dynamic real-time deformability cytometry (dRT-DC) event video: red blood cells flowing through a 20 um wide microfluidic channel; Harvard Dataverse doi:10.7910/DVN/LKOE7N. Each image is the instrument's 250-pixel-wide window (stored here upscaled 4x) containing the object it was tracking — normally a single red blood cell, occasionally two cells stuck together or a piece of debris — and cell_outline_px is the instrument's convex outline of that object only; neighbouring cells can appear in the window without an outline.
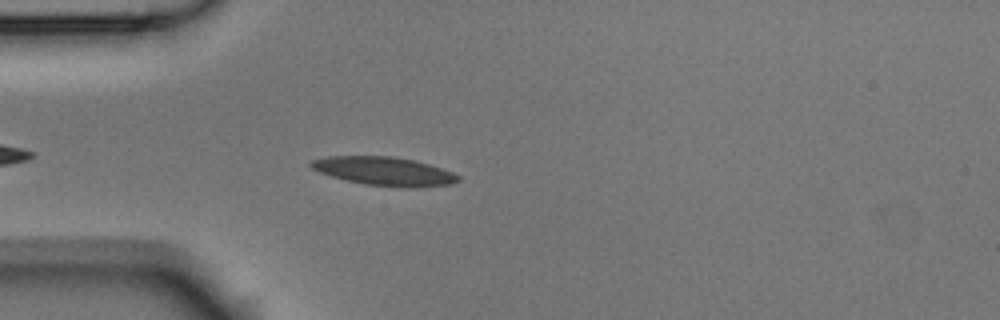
{"species": "Egyptian fruit bat (a non-hibernating species)", "species_latin": "Rousettus aegyptiacus", "temperature_condition": "room temperature", "stored_images_in_passage": 4, "camera_frame_rate_fps": 3000, "um_per_image_px": 0.085, "animal": {"sex": "male"}, "frame": {"image": 1, "passage_image": 4, "time_ms": 1.0, "image_size_px": [1000, 320], "cell_outline_px": [[460, 180], [452, 184], [416, 188], [400, 188], [364, 184], [332, 176], [320, 172], [312, 168], [308, 164], [312, 160], [328, 156], [392, 156], [412, 160], [428, 164], [452, 172], [460, 176]], "centroid_in_image_um": [32.68, 14.56], "position_along_channel_um": 52.3, "area_um2": 24.51}}